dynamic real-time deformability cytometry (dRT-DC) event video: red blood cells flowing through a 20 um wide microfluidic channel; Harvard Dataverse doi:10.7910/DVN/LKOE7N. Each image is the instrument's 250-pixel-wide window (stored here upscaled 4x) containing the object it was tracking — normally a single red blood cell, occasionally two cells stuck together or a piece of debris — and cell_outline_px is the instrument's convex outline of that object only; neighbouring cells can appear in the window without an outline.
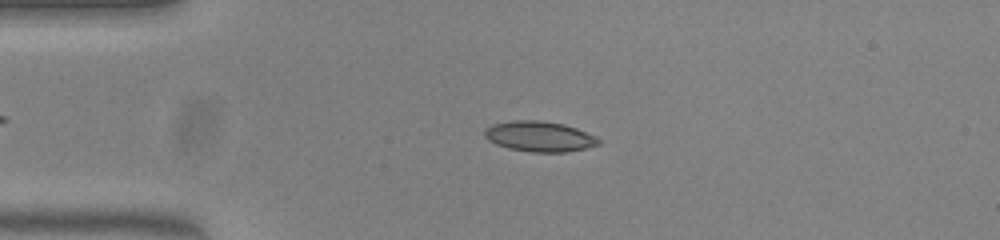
{"species": "common noctule bat (a hibernating species)", "species_latin": "Nyctalus noctula", "temperature_condition": "warm", "stored_images_in_passage": 50, "camera_frame_rate_fps": 3000, "um_per_image_px": 0.085, "animal": {"sex": "female", "body_mass_g": 23.0, "forearm_length_mm": 53.4}, "frame": {"image": 1, "passage_image": 11, "time_ms": 3.333, "image_size_px": [1000, 240], "cell_outline_px": [[600, 144], [584, 148], [564, 152], [532, 152], [508, 148], [496, 144], [488, 140], [484, 136], [484, 132], [492, 124], [512, 120], [540, 120], [564, 124], [576, 128], [596, 136], [600, 140]], "centroid_in_image_um": [45.85, 11.59], "position_along_channel_um": 39.2, "area_um2": 20.11}}
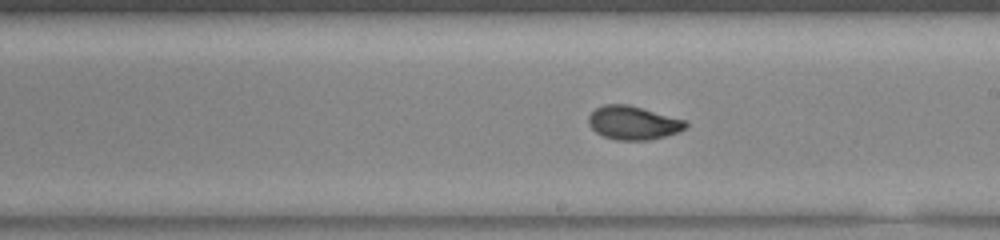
{"frame": {"image": 2, "passage_image": 28, "time_ms": 9.0, "image_size_px": [1000, 240], "cell_outline_px": [[688, 128], [664, 136], [648, 140], [616, 140], [604, 136], [596, 132], [588, 124], [588, 116], [596, 108], [604, 104], [628, 104], [688, 120]], "centroid_in_image_um": [53.84, 10.43], "position_along_channel_um": 235.2, "area_um2": 19.13}}
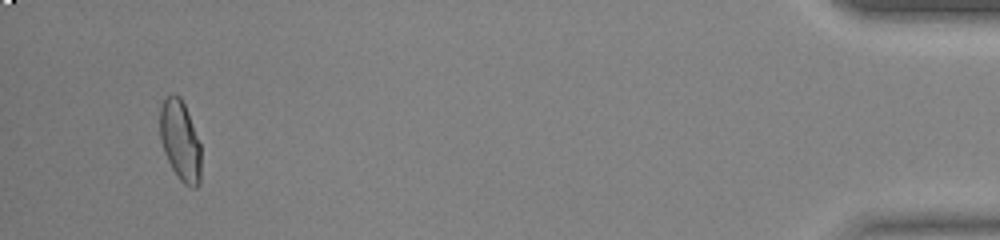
{"frame": {"image": 3, "passage_image": 48, "time_ms": 15.667, "image_size_px": [1000, 240], "cell_outline_px": [[200, 184], [196, 188], [192, 188], [184, 184], [180, 180], [172, 168], [164, 152], [160, 140], [160, 108], [164, 100], [172, 92], [180, 96], [184, 104], [200, 144]], "centroid_in_image_um": [15.31, 11.97], "position_along_channel_um": 419.9, "area_um2": 19.13}, "authors_computed_cell_mechanics": {"area_um2": 19.0451, "velocity_mm_per_s": 3.9703, "shape_relaxation_time_tau1_ms": 8.2317, "shape_relaxation_time_tau2_ms": 0.9913, "deformation_change_tau1": 0.2388, "deformation_change_tau2": 0.0461}}